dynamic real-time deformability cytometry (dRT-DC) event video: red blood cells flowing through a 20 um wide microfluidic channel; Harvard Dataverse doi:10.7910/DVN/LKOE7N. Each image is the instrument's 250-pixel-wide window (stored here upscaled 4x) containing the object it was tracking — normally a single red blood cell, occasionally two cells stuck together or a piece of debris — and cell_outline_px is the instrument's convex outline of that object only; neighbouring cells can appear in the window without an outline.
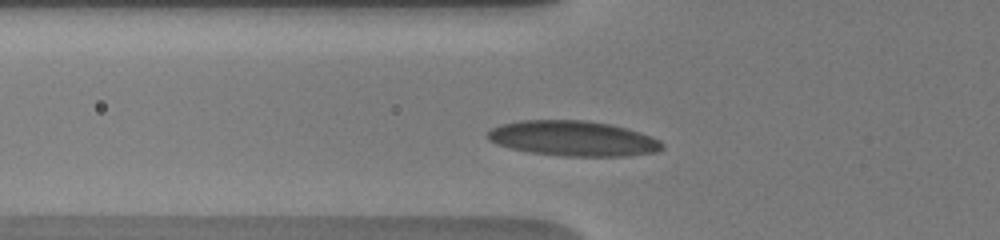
{"species": "human", "species_latin": "Homo sapiens", "temperature_condition": "warm", "stored_images_in_passage": 12, "camera_frame_rate_fps": 3000, "um_per_image_px": 0.085, "donor": {"sex": "male"}, "frame": {"image": 1, "passage_image": 3, "time_ms": 1.333, "image_size_px": [1000, 240], "cell_outline_px": [[664, 148], [656, 152], [628, 156], [564, 156], [532, 152], [512, 148], [496, 144], [488, 140], [484, 136], [492, 128], [500, 124], [520, 120], [584, 120], [608, 124], [628, 128], [652, 136], [660, 140], [664, 144]], "centroid_in_image_um": [48.72, 11.76], "position_along_channel_um": 77.1, "area_um2": 35.95}}
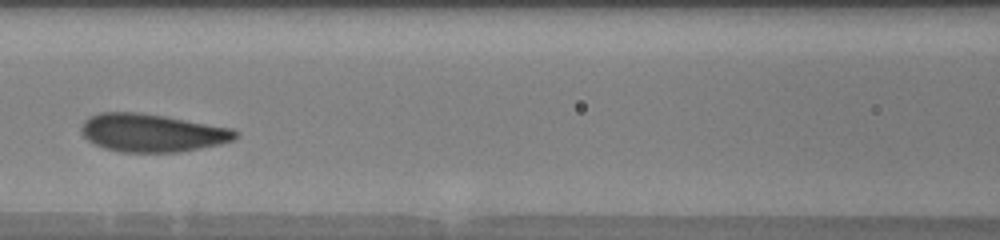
{"frame": {"image": 2, "passage_image": 6, "time_ms": 3.333, "image_size_px": [1000, 240], "cell_outline_px": [[240, 132], [232, 140], [220, 144], [180, 152], [124, 152], [104, 148], [88, 140], [80, 132], [80, 128], [84, 120], [88, 116], [100, 112], [136, 112], [164, 116], [232, 128]], "centroid_in_image_um": [12.9, 11.28], "position_along_channel_um": 153.7, "area_um2": 34.1}}
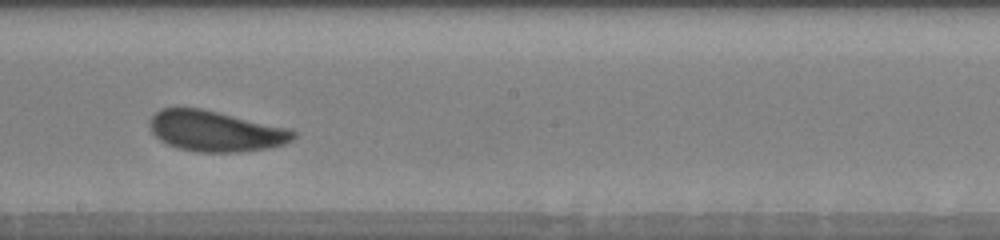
{"frame": {"image": 3, "passage_image": 9, "time_ms": 5.333, "image_size_px": [1000, 240], "cell_outline_px": [[296, 136], [292, 140], [284, 144], [268, 148], [240, 152], [196, 152], [180, 148], [168, 144], [160, 140], [152, 132], [148, 124], [152, 116], [160, 108], [200, 108], [292, 128], [296, 132]], "centroid_in_image_um": [18.35, 11.14], "position_along_channel_um": 229.8, "area_um2": 34.16}}